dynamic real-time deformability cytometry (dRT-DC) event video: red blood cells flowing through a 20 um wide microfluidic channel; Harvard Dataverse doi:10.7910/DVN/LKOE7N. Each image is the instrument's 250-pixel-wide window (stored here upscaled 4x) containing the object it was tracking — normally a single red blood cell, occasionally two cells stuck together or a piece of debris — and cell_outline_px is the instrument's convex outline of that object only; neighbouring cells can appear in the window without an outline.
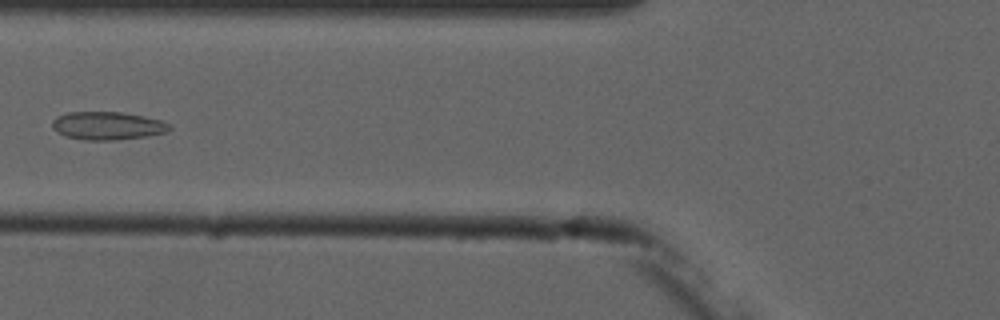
{"species": "common noctule bat (a hibernating species)", "species_latin": "Nyctalus noctula", "temperature_condition": "cold", "stored_images_in_passage": 7, "camera_frame_rate_fps": 3000, "um_per_image_px": 0.085, "animal": {"sex": "male", "forearm_length_mm": 52.5}, "frame": {"image": 1, "passage_image": 7, "time_ms": 8.0, "image_size_px": [1000, 320], "cell_outline_px": [[172, 128], [164, 132], [148, 136], [116, 140], [84, 140], [64, 136], [56, 132], [52, 128], [52, 120], [56, 116], [68, 112], [120, 112], [144, 116], [160, 120], [172, 124]], "centroid_in_image_um": [9.11, 10.69], "position_along_channel_um": 116.7, "area_um2": 19.36}}